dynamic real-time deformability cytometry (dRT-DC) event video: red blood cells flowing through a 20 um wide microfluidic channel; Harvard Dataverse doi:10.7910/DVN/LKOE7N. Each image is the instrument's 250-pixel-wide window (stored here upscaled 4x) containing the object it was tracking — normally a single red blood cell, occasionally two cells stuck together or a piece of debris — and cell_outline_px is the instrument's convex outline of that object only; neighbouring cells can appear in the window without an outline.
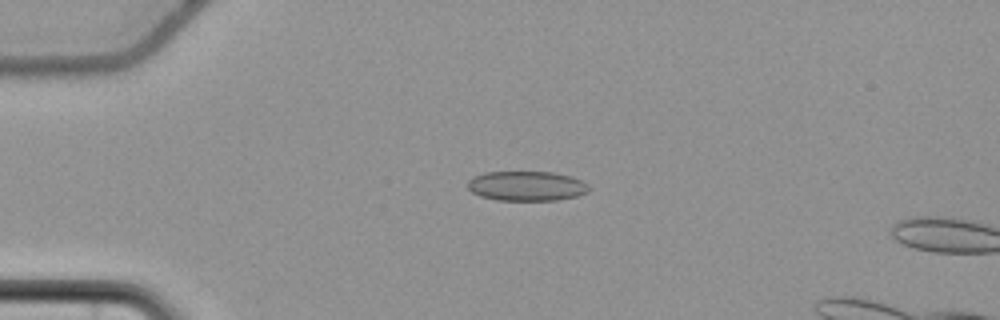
{"species": "common noctule bat (a hibernating species)", "species_latin": "Nyctalus noctula", "temperature_condition": "cold", "stored_images_in_passage": 17, "camera_frame_rate_fps": 3000, "um_per_image_px": 0.085, "animal": {"sex": "female", "body_mass_g": 22.7, "forearm_length_mm": 54.2}, "frame": {"image": 1, "passage_image": 15, "time_ms": 4.667, "image_size_px": [1000, 320], "cell_outline_px": [[588, 192], [576, 196], [556, 200], [496, 200], [480, 196], [472, 192], [468, 188], [468, 180], [472, 176], [484, 172], [552, 172], [572, 176], [588, 184]], "centroid_in_image_um": [44.73, 15.8], "position_along_channel_um": 40.3, "area_um2": 21.04}}